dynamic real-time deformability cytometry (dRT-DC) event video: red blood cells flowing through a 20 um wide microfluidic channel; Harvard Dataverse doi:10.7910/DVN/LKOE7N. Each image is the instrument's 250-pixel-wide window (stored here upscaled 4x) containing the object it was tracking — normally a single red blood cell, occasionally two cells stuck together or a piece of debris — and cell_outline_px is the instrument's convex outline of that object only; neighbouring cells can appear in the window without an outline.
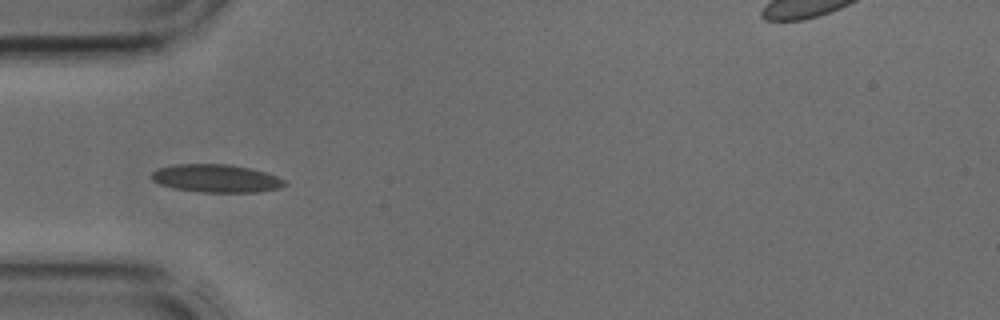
{"species": "common noctule bat (a hibernating species)", "species_latin": "Nyctalus noctula", "temperature_condition": "cold", "stored_images_in_passage": 31, "segment_of_instrument_passage": [1, 2], "camera_frame_rate_fps": 3000, "um_per_image_px": 0.085, "animal": {"sex": "male", "body_mass_g": 17.9, "forearm_length_mm": 54.2}, "frame": {"image": 1, "passage_image": 1, "time_ms": 0.0, "image_size_px": [1000, 320], "cell_outline_px": [[288, 184], [280, 188], [256, 192], [200, 192], [172, 188], [160, 184], [152, 180], [152, 172], [156, 168], [172, 164], [228, 164], [248, 168], [264, 172], [276, 176], [284, 180]], "centroid_in_image_um": [18.34, 15.16], "position_along_channel_um": 66.7, "area_um2": 21.73}}
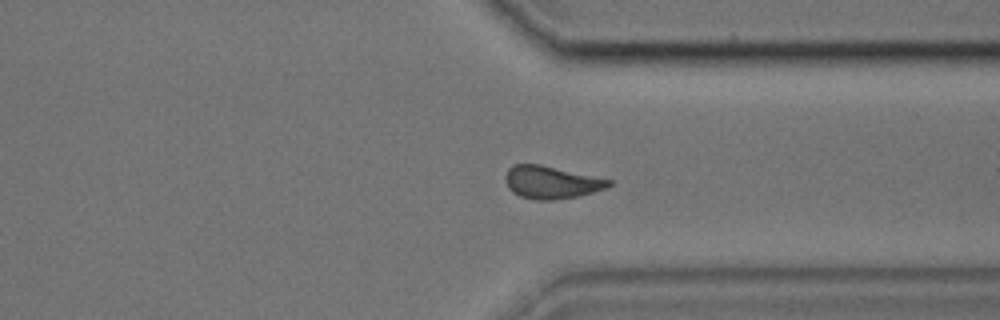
{"frame": {"image": 2, "passage_image": 20, "time_ms": 6.333, "image_size_px": [1000, 320], "cell_outline_px": [[612, 184], [604, 188], [592, 192], [576, 196], [552, 200], [532, 200], [520, 196], [512, 192], [508, 188], [504, 180], [504, 176], [508, 168], [512, 164], [540, 164], [612, 180]], "centroid_in_image_um": [46.79, 15.49], "position_along_channel_um": 364.6, "area_um2": 19.65}}
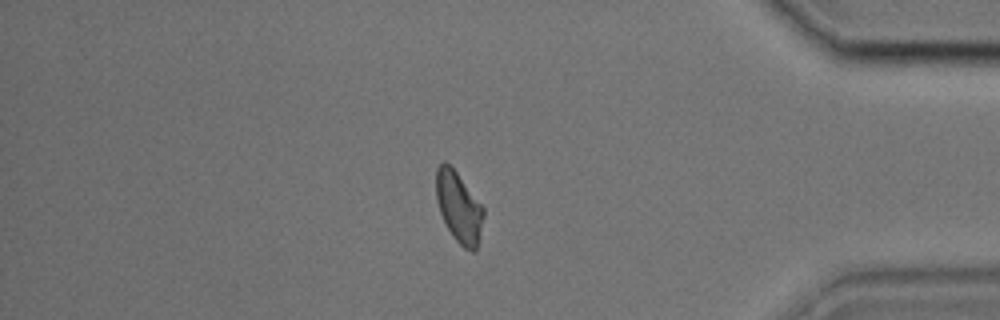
{"frame": {"image": 3, "passage_image": 24, "time_ms": 7.667, "image_size_px": [1000, 320], "cell_outline_px": [[484, 216], [480, 240], [476, 252], [472, 252], [464, 248], [452, 236], [440, 212], [436, 200], [436, 168], [444, 160], [456, 172], [484, 208]], "centroid_in_image_um": [39.01, 17.65], "position_along_channel_um": 396.2, "area_um2": 19.48}}